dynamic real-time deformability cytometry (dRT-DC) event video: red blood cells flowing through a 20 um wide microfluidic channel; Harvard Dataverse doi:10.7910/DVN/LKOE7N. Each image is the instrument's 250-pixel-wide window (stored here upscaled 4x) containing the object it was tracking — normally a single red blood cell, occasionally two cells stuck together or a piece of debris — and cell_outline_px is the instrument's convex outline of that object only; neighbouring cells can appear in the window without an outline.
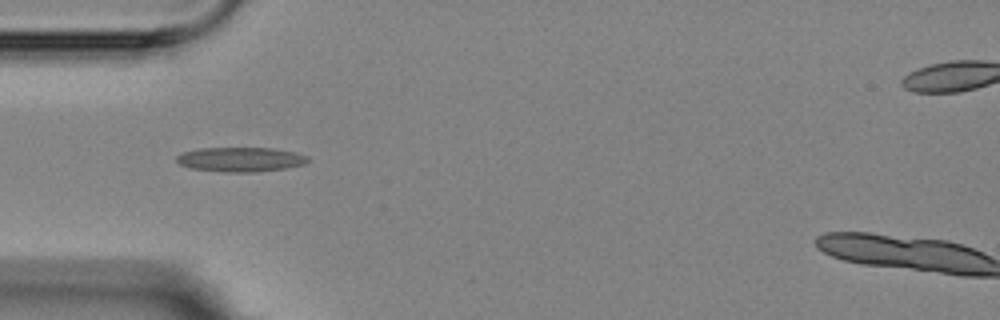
{"species": "Egyptian fruit bat (a non-hibernating species)", "species_latin": "Rousettus aegyptiacus", "temperature_condition": "room temperature", "stored_images_in_passage": 2, "camera_frame_rate_fps": 3000, "um_per_image_px": 0.085, "animal": {"sex": "female"}, "frame": {"image": 1, "passage_image": 2, "time_ms": 1.0, "image_size_px": [1000, 320], "cell_outline_px": [[308, 160], [304, 164], [284, 168], [256, 172], [224, 172], [188, 168], [180, 164], [176, 160], [176, 156], [184, 152], [200, 148], [272, 148], [296, 152], [308, 156]], "centroid_in_image_um": [20.43, 13.55], "position_along_channel_um": 64.6, "area_um2": 18.73}}